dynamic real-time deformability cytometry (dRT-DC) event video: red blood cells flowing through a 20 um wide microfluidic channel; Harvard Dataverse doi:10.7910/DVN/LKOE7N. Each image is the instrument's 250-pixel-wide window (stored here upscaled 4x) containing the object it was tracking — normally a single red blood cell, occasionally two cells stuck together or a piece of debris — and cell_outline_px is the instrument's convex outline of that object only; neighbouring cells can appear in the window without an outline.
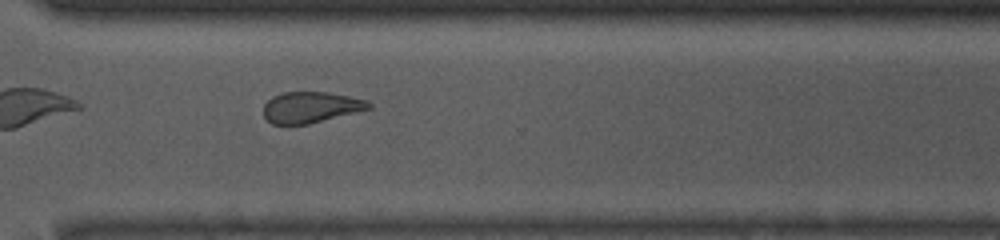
{"species": "common noctule bat (a hibernating species)", "species_latin": "Nyctalus noctula", "temperature_condition": "room temperature", "stored_images_in_passage": 47, "camera_frame_rate_fps": 3000, "um_per_image_px": 0.085, "animal": {"sex": "male", "body_mass_g": 13.0, "forearm_length_mm": 53.1}, "frame": {"image": 1, "passage_image": 34, "time_ms": 11.0, "image_size_px": [1000, 240], "cell_outline_px": [[372, 108], [308, 124], [272, 124], [264, 116], [264, 104], [272, 96], [284, 92], [328, 92], [368, 100], [372, 104]], "centroid_in_image_um": [26.42, 9.11], "position_along_channel_um": 344.2, "area_um2": 18.96}, "authors_computed_cell_mechanics": {"area_um2": 21.2704, "velocity_mm_per_s": 4.1142, "shape_relaxation_time_tau1_ms": 4.9128, "shape_relaxation_time_tau2_ms": 2.5268, "deformation_change_tau1": 0.1325, "deformation_change_tau2": 0.095}}